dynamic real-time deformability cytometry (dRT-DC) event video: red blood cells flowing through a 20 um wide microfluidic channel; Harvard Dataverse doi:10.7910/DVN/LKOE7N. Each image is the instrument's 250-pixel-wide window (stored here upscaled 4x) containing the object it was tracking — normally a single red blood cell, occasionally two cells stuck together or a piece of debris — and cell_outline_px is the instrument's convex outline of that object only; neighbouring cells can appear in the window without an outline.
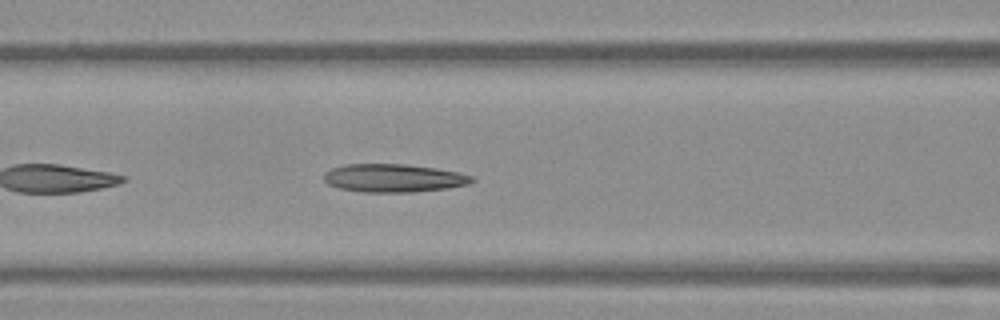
{"species": "Egyptian fruit bat (a non-hibernating species)", "species_latin": "Rousettus aegyptiacus", "temperature_condition": "warm", "stored_images_in_passage": 23, "camera_frame_rate_fps": 3000, "um_per_image_px": 0.085, "frame": {"image": 1, "passage_image": 7, "time_ms": 2.0, "image_size_px": [1000, 320], "cell_outline_px": [[476, 180], [468, 184], [448, 188], [412, 192], [364, 192], [340, 188], [328, 184], [324, 180], [324, 172], [332, 168], [344, 164], [404, 164], [436, 168], [456, 172], [472, 176]], "centroid_in_image_um": [33.44, 15.13], "position_along_channel_um": 133.2, "area_um2": 24.22}}
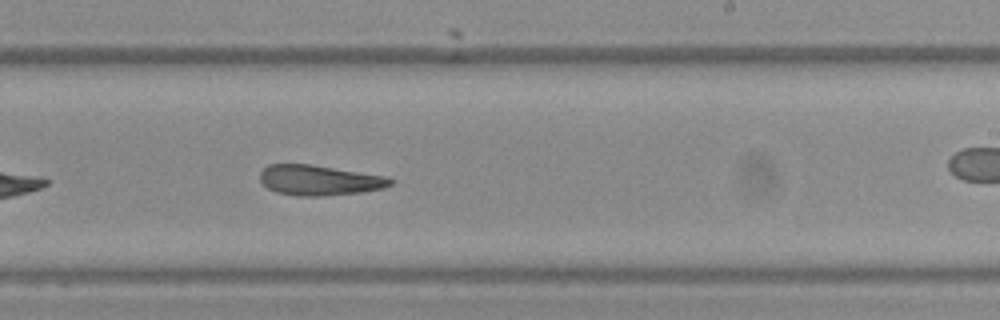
{"frame": {"image": 2, "passage_image": 17, "time_ms": 5.333, "image_size_px": [1000, 320], "cell_outline_px": [[396, 180], [392, 184], [384, 188], [360, 192], [316, 196], [296, 196], [276, 192], [268, 188], [260, 180], [260, 172], [268, 164], [312, 164], [388, 176]], "centroid_in_image_um": [27.17, 15.31], "position_along_channel_um": 261.8, "area_um2": 23.12}}
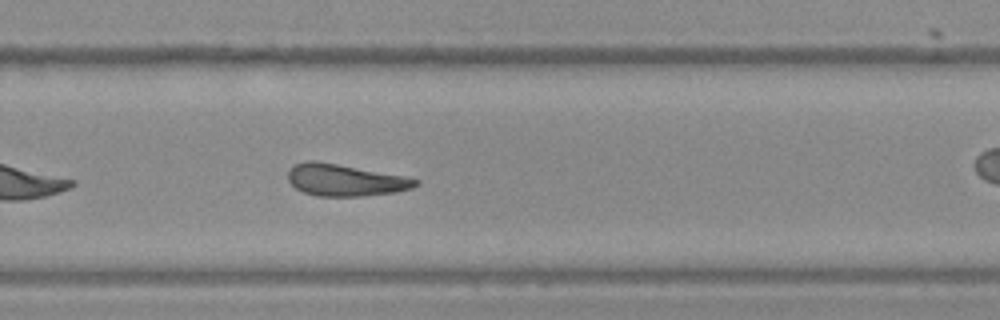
{"frame": {"image": 3, "passage_image": 20, "time_ms": 6.333, "image_size_px": [1000, 320], "cell_outline_px": [[420, 184], [412, 188], [396, 192], [364, 196], [316, 196], [304, 192], [296, 188], [288, 180], [288, 168], [292, 164], [308, 160], [316, 160], [404, 176], [420, 180]], "centroid_in_image_um": [29.31, 15.3], "position_along_channel_um": 300.5, "area_um2": 23.81}}